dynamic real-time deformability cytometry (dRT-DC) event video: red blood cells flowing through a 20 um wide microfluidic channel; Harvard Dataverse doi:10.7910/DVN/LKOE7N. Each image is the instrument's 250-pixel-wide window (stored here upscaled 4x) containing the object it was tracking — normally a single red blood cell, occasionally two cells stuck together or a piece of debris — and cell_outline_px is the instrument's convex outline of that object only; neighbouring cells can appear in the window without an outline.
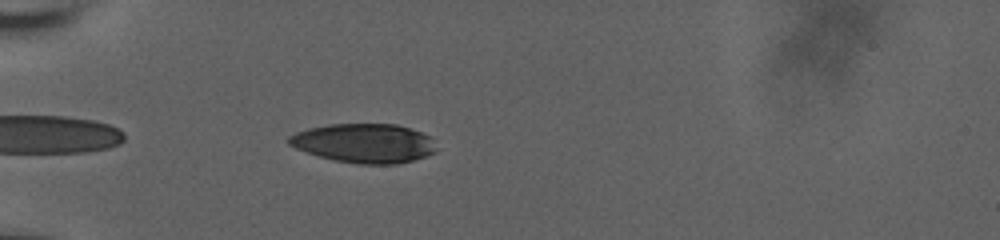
{"species": "human", "species_latin": "Homo sapiens", "temperature_condition": "room temperature", "stored_images_in_passage": 42, "camera_frame_rate_fps": 3000, "um_per_image_px": 0.085, "donor": {"sex": "male"}, "frame": {"image": 1, "passage_image": 3, "time_ms": 0.667, "image_size_px": [1000, 240], "cell_outline_px": [[436, 152], [412, 160], [396, 164], [356, 164], [336, 160], [320, 156], [296, 148], [288, 144], [288, 136], [296, 132], [308, 128], [328, 124], [396, 124], [432, 136], [436, 148]], "centroid_in_image_um": [30.96, 12.16], "position_along_channel_um": 54.0, "area_um2": 33.58}}
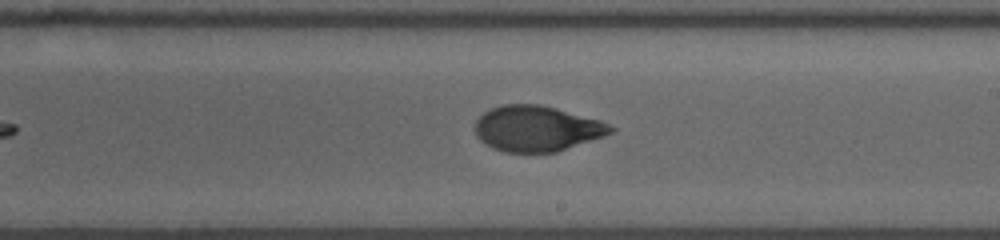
{"frame": {"image": 2, "passage_image": 20, "time_ms": 6.333, "image_size_px": [1000, 240], "cell_outline_px": [[616, 128], [612, 132], [604, 136], [556, 152], [504, 152], [492, 148], [484, 144], [476, 136], [476, 120], [488, 108], [500, 104], [540, 104], [556, 108], [600, 120]], "centroid_in_image_um": [45.6, 10.92], "position_along_channel_um": 243.4, "area_um2": 36.13}}
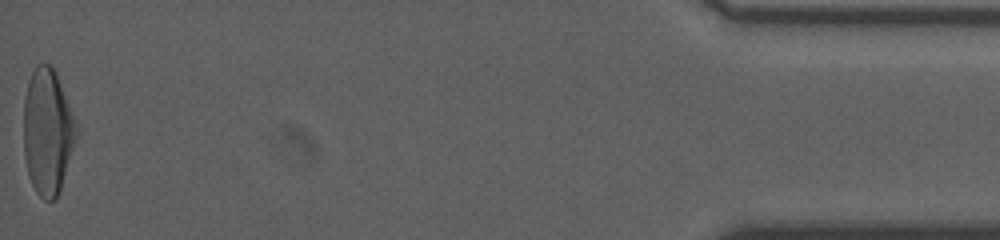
{"frame": {"image": 3, "passage_image": 42, "time_ms": 13.667, "image_size_px": [1000, 240], "cell_outline_px": [[80, 132], [60, 188], [56, 196], [52, 200], [44, 200], [36, 192], [28, 176], [24, 156], [24, 100], [28, 80], [36, 64], [48, 64], [56, 72], [80, 128]], "centroid_in_image_um": [4.07, 11.17], "position_along_channel_um": 431.1, "area_um2": 39.13}, "authors_computed_cell_mechanics": {"area_um2": 36.0672, "velocity_mm_per_s": 3.7298, "shape_relaxation_time_tau1_ms": 7.0231, "shape_relaxation_time_tau2_ms": 1.305, "deformation_change_tau1": 0.2459, "deformation_change_tau2": 0.0585}}